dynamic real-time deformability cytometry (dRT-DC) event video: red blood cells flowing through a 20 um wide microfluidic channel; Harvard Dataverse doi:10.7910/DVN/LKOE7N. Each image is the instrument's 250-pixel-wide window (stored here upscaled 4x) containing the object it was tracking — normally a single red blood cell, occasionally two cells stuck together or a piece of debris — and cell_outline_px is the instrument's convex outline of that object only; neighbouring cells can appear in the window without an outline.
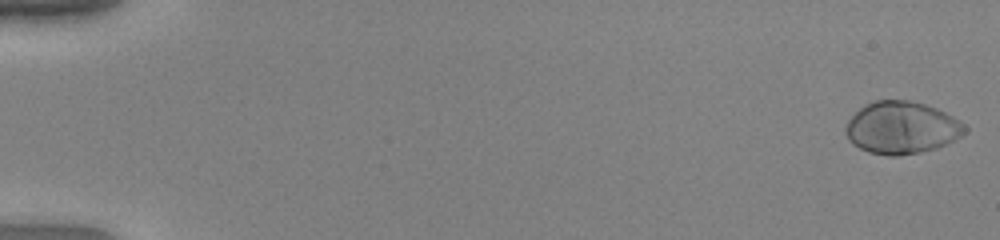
{"species": "human", "species_latin": "Homo sapiens", "temperature_condition": "warm", "stored_images_in_passage": 53, "camera_frame_rate_fps": 3000, "um_per_image_px": 0.085, "donor": {"sex": "female"}, "frame": {"image": 1, "passage_image": 1, "time_ms": 0.0, "image_size_px": [1000, 240], "cell_outline_px": [[968, 132], [936, 148], [920, 152], [896, 156], [888, 156], [868, 152], [852, 144], [848, 140], [844, 132], [844, 128], [848, 120], [864, 104], [872, 100], [908, 100], [924, 104], [936, 108], [960, 120], [968, 128]], "centroid_in_image_um": [76.61, 10.85], "position_along_channel_um": 8.4, "area_um2": 36.47}}
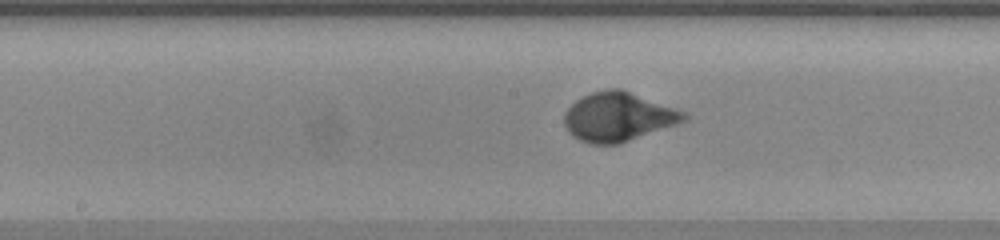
{"frame": {"image": 2, "passage_image": 29, "time_ms": 9.333, "image_size_px": [1000, 240], "cell_outline_px": [[688, 120], [620, 144], [588, 144], [572, 136], [568, 132], [564, 124], [564, 112], [576, 100], [592, 92], [604, 88], [620, 88], [676, 108], [684, 112], [688, 116]], "centroid_in_image_um": [52.54, 9.93], "position_along_channel_um": 195.7, "area_um2": 34.33}}
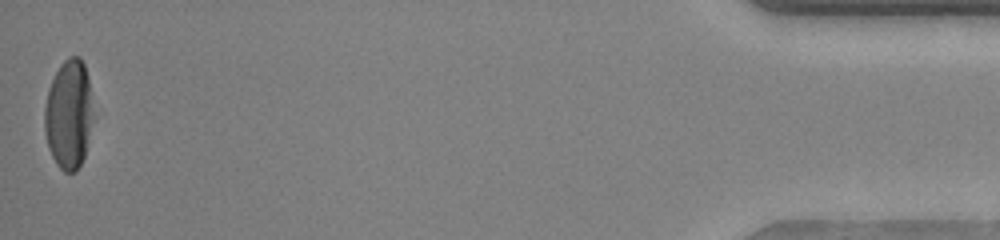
{"frame": {"image": 3, "passage_image": 53, "time_ms": 17.333, "image_size_px": [1000, 240], "cell_outline_px": [[92, 120], [84, 156], [76, 172], [64, 172], [56, 164], [48, 148], [44, 132], [44, 108], [48, 88], [60, 64], [68, 56], [80, 56], [84, 64], [88, 80], [92, 116]], "centroid_in_image_um": [5.8, 9.72], "position_along_channel_um": 429.4, "area_um2": 30.75}, "authors_computed_cell_mechanics": {"area_um2": 33.5818, "velocity_mm_per_s": 3.9538, "shape_relaxation_time_tau1_ms": 2.9876, "shape_relaxation_time_tau2_ms": null, "deformation_change_tau1": 0.2392, "deformation_change_tau2": null}}